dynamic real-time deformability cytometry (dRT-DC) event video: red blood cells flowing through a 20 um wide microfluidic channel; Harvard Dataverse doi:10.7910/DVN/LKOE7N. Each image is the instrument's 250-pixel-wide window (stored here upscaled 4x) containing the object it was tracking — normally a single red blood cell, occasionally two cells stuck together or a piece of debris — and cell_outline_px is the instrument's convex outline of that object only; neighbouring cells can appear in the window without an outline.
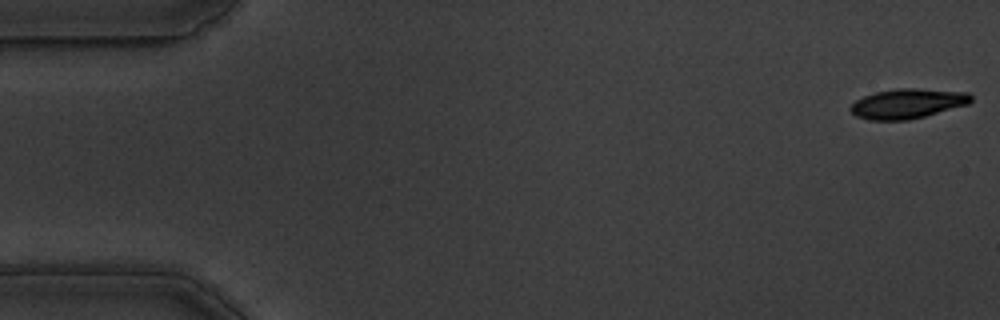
{"species": "common noctule bat (a hibernating species)", "species_latin": "Nyctalus noctula", "temperature_condition": "warm", "stored_images_in_passage": 56, "camera_frame_rate_fps": 3000, "um_per_image_px": 0.085, "animal": {"sex": "male", "body_mass_g": 19.5, "forearm_length_mm": 54.6}, "frame": {"image": 1, "passage_image": 1, "time_ms": 0.0, "image_size_px": [1000, 320], "cell_outline_px": [[972, 100], [968, 104], [924, 116], [908, 120], [868, 120], [856, 116], [848, 108], [856, 100], [864, 96], [876, 92], [896, 88], [916, 88], [968, 92], [972, 96]], "centroid_in_image_um": [77.13, 8.8], "position_along_channel_um": 7.9, "area_um2": 20.87}}
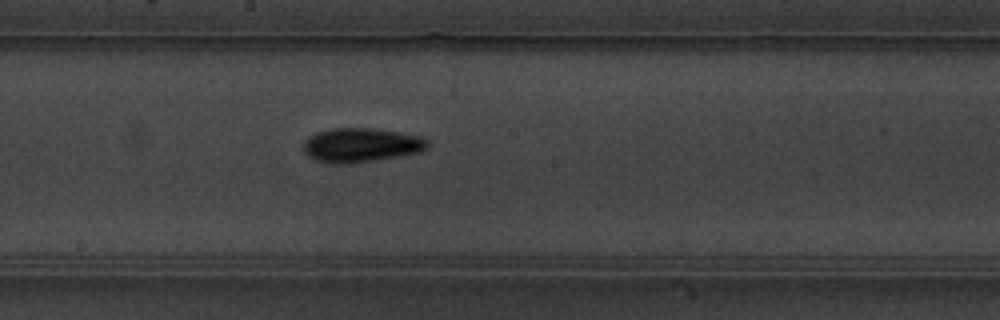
{"frame": {"image": 2, "passage_image": 30, "time_ms": 9.667, "image_size_px": [1000, 320], "cell_outline_px": [[428, 148], [420, 152], [372, 160], [340, 164], [336, 164], [316, 160], [308, 156], [304, 152], [304, 140], [308, 136], [316, 132], [332, 128], [372, 128], [400, 132], [420, 136], [428, 140]], "centroid_in_image_um": [30.67, 12.31], "position_along_channel_um": 217.5, "area_um2": 24.57}}
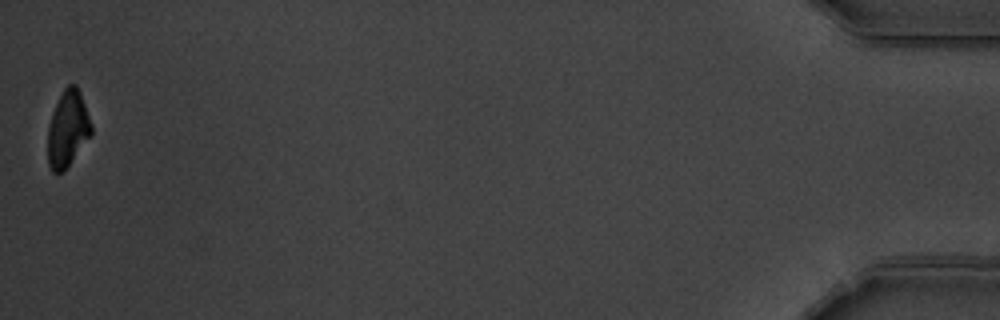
{"frame": {"image": 3, "passage_image": 56, "time_ms": 18.333, "image_size_px": [1000, 320], "cell_outline_px": [[92, 132], [64, 172], [52, 172], [48, 164], [48, 128], [52, 112], [64, 88], [68, 84], [76, 84], [80, 92], [92, 124]], "centroid_in_image_um": [5.75, 10.95], "position_along_channel_um": 429.5, "area_um2": 19.13}, "authors_computed_cell_mechanics": {"area_um2": 22.0218, "velocity_mm_per_s": 3.5608, "shape_relaxation_time_tau1_ms": 3.8834, "shape_relaxation_time_tau2_ms": null, "deformation_change_tau1": 0.1445, "deformation_change_tau2": null}}